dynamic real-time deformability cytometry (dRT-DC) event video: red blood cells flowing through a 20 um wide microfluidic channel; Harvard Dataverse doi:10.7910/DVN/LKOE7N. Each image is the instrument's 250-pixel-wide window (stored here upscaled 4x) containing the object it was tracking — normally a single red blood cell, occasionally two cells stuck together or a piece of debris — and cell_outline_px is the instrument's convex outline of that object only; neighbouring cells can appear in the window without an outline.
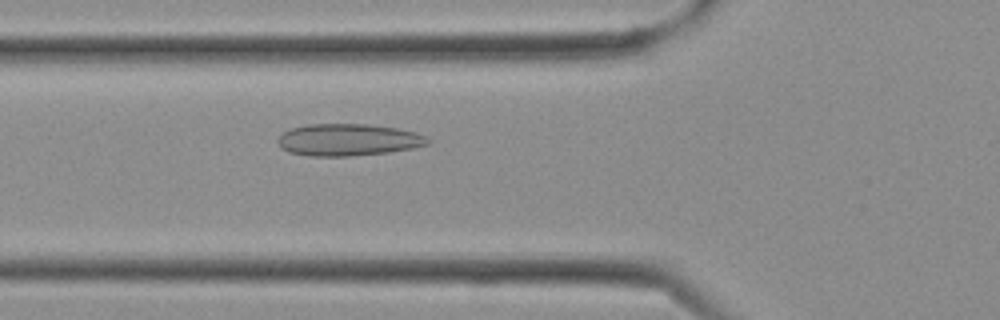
{"species": "Egyptian fruit bat (a non-hibernating species)", "species_latin": "Rousettus aegyptiacus", "temperature_condition": "cold", "stored_images_in_passage": 12, "camera_frame_rate_fps": 3000, "um_per_image_px": 0.085, "frame": {"image": 1, "passage_image": 10, "time_ms": 3.0, "image_size_px": [1000, 320], "cell_outline_px": [[432, 140], [428, 144], [412, 148], [388, 152], [352, 156], [308, 156], [288, 152], [280, 148], [276, 140], [288, 128], [308, 124], [368, 124], [396, 128], [416, 132], [428, 136]], "centroid_in_image_um": [29.58, 11.88], "position_along_channel_um": 96.2, "area_um2": 28.26}}
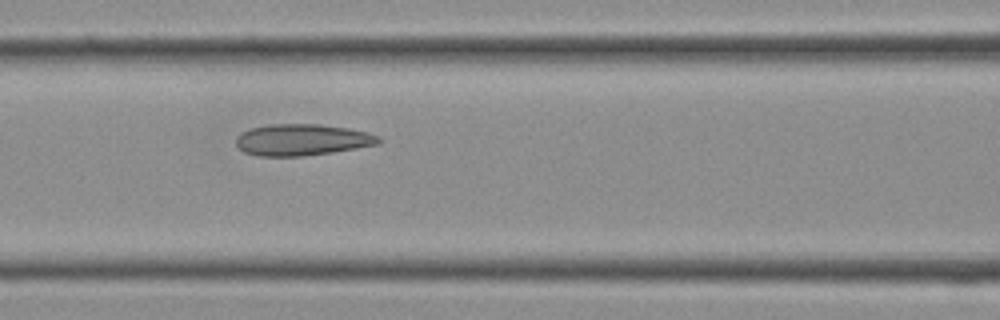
{"frame": {"image": 2, "passage_image": 12, "time_ms": 3.667, "image_size_px": [1000, 320], "cell_outline_px": [[384, 140], [380, 144], [332, 152], [300, 156], [256, 156], [244, 152], [236, 144], [236, 136], [240, 132], [252, 128], [272, 124], [320, 124], [348, 128], [368, 132], [380, 136]], "centroid_in_image_um": [25.7, 11.88], "position_along_channel_um": 140.9, "area_um2": 26.3}}